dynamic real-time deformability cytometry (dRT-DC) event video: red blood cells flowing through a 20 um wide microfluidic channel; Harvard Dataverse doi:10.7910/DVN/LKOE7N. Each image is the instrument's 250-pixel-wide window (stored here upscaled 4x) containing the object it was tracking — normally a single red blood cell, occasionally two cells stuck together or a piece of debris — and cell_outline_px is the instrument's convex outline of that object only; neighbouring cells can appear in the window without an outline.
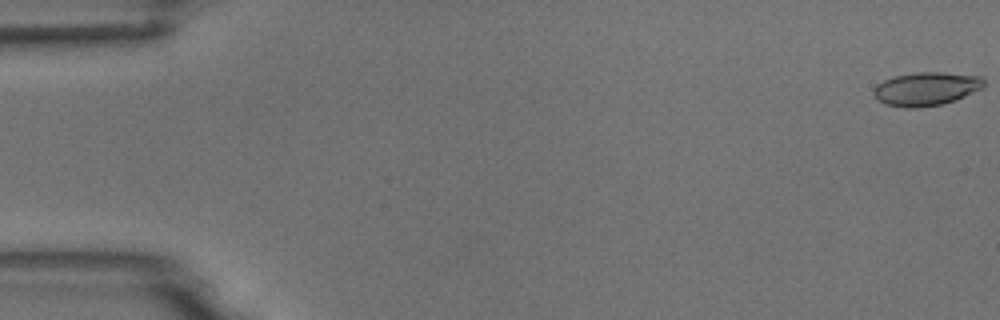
{"species": "common noctule bat (a hibernating species)", "species_latin": "Nyctalus noctula", "temperature_condition": "room temperature", "stored_images_in_passage": 4, "camera_frame_rate_fps": 3000, "um_per_image_px": 0.085, "animal": {"sex": "male", "body_mass_g": 18.8}, "frame": {"image": 1, "passage_image": 1, "time_ms": 0.0, "image_size_px": [1000, 320], "cell_outline_px": [[984, 88], [956, 100], [944, 104], [916, 108], [904, 108], [884, 104], [872, 92], [876, 84], [884, 80], [896, 76], [916, 72], [944, 72], [984, 76]], "centroid_in_image_um": [78.77, 7.55], "position_along_channel_um": 6.2, "area_um2": 21.79}}